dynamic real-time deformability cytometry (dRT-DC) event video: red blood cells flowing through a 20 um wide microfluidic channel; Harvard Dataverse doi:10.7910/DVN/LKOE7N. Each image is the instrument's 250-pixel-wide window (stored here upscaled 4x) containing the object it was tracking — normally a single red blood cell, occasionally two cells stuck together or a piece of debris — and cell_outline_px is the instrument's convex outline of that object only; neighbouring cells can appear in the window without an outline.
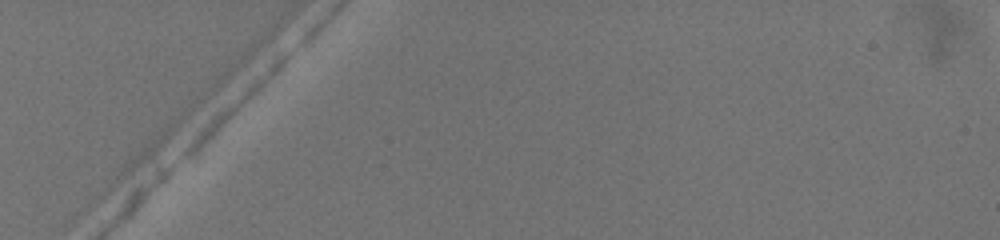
{"species": "common noctule bat (a hibernating species)", "species_latin": "Nyctalus noctula", "temperature_condition": "warm", "stored_images_in_passage": 3, "camera_frame_rate_fps": 3000, "um_per_image_px": 0.085, "animal": {"sex": "female", "body_mass_g": 19.5, "forearm_length_mm": 54.1}, "frame": {"image": 1, "passage_image": 1, "time_ms": 0.0, "image_size_px": [1000, 240], "cell_outline_px": [[292, 52], [288, 60], [260, 88], [192, 152], [184, 156], [180, 156], [184, 148], [196, 132], [220, 108], [256, 76], [284, 52], [292, 48]], "centroid_in_image_um": [19.99, 8.78], "position_along_channel_um": 65.0, "area_um2": 11.85}}